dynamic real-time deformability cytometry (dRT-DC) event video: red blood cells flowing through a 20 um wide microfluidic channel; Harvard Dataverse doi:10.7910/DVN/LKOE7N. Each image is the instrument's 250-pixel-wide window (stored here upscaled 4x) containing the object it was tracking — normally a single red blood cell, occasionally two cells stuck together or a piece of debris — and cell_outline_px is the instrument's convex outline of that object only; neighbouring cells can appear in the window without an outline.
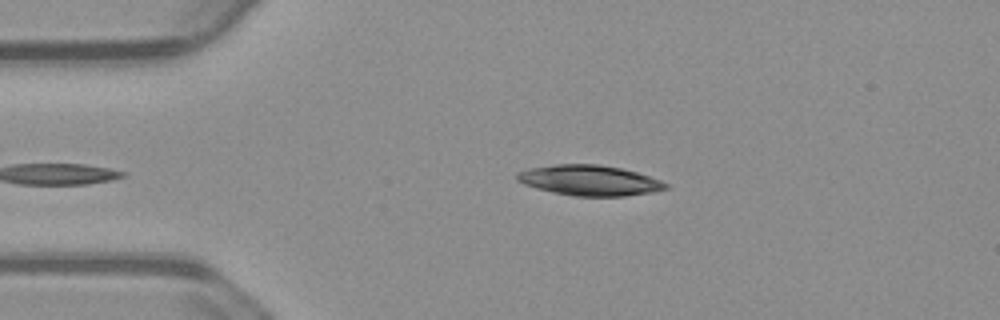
{"species": "common noctule bat (a hibernating species)", "species_latin": "Nyctalus noctula", "temperature_condition": "warm", "stored_images_in_passage": 41, "camera_frame_rate_fps": 3000, "um_per_image_px": 0.085, "animal": {"sex": "male", "body_mass_g": 23.1, "forearm_length_mm": 52.7}, "frame": {"image": 1, "passage_image": 3, "time_ms": 0.667, "image_size_px": [1000, 320], "cell_outline_px": [[668, 188], [652, 192], [624, 196], [572, 196], [552, 192], [536, 188], [524, 184], [516, 180], [516, 172], [528, 168], [552, 164], [600, 164], [620, 168], [636, 172], [660, 180], [668, 184]], "centroid_in_image_um": [50.06, 15.33], "position_along_channel_um": 34.9, "area_um2": 26.41}}
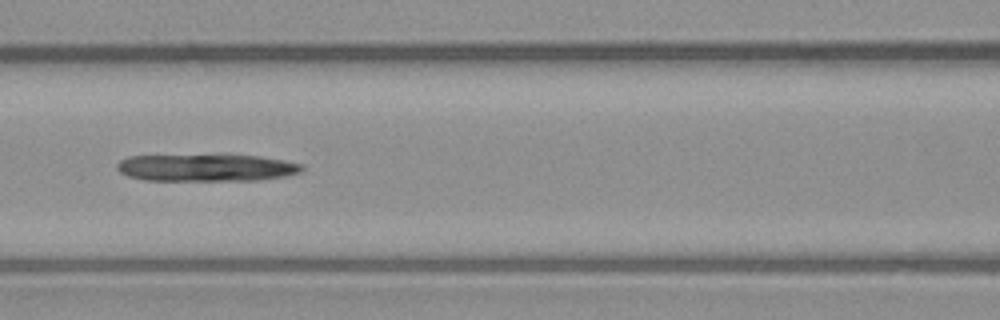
{"frame": {"image": 2, "passage_image": 15, "time_ms": 4.667, "image_size_px": [1000, 320], "cell_outline_px": [[304, 168], [300, 172], [284, 176], [260, 180], [144, 180], [128, 176], [120, 172], [116, 168], [116, 164], [120, 160], [128, 156], [260, 156], [284, 160], [304, 164]], "centroid_in_image_um": [17.55, 14.26], "position_along_channel_um": 149.1, "area_um2": 28.9}}
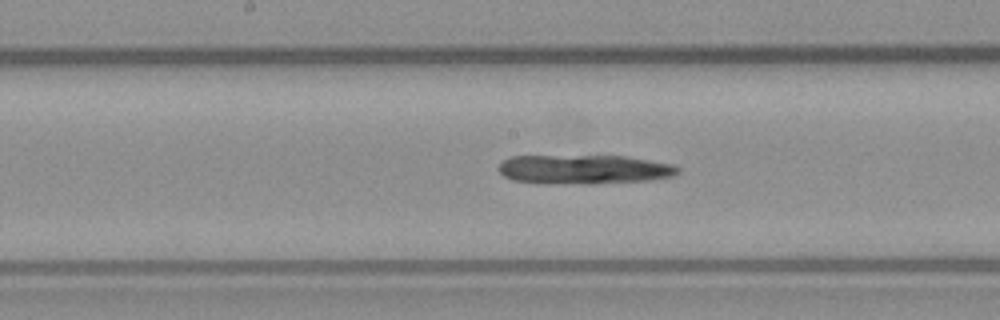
{"frame": {"image": 3, "passage_image": 19, "time_ms": 6.0, "image_size_px": [1000, 320], "cell_outline_px": [[680, 172], [672, 176], [648, 180], [592, 184], [584, 184], [512, 180], [504, 176], [500, 172], [500, 164], [504, 160], [512, 156], [628, 156], [676, 164], [680, 168]], "centroid_in_image_um": [49.75, 14.38], "position_along_channel_um": 198.5, "area_um2": 30.35}}